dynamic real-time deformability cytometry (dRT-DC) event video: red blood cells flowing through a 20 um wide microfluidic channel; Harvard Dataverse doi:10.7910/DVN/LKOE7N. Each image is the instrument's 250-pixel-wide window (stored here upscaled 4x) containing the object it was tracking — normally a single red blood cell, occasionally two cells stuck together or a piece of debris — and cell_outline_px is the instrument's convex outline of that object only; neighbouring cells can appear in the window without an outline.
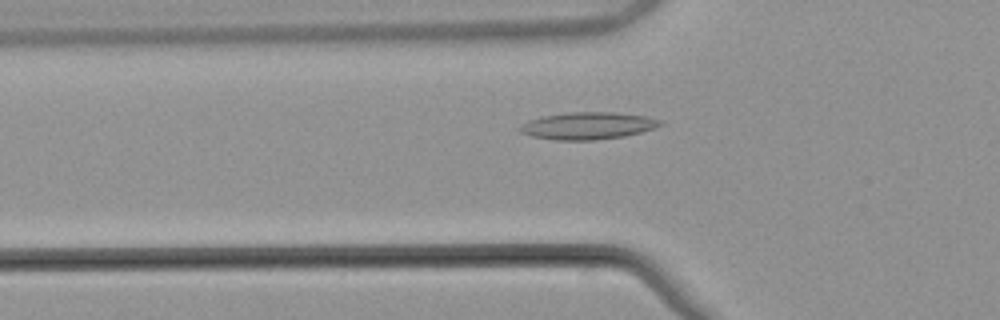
{"species": "common noctule bat (a hibernating species)", "species_latin": "Nyctalus noctula", "temperature_condition": "warm", "stored_images_in_passage": 49, "camera_frame_rate_fps": 3000, "um_per_image_px": 0.085, "animal": {"sex": "male", "body_mass_g": 21.5, "forearm_length_mm": 52.0}, "frame": {"image": 1, "passage_image": 16, "time_ms": 5.0, "image_size_px": [1000, 320], "cell_outline_px": [[664, 124], [656, 128], [624, 136], [592, 140], [556, 140], [532, 136], [520, 132], [516, 128], [528, 120], [540, 116], [568, 112], [616, 112], [648, 116], [660, 120]], "centroid_in_image_um": [49.95, 10.68], "position_along_channel_um": 75.8, "area_um2": 22.43}}
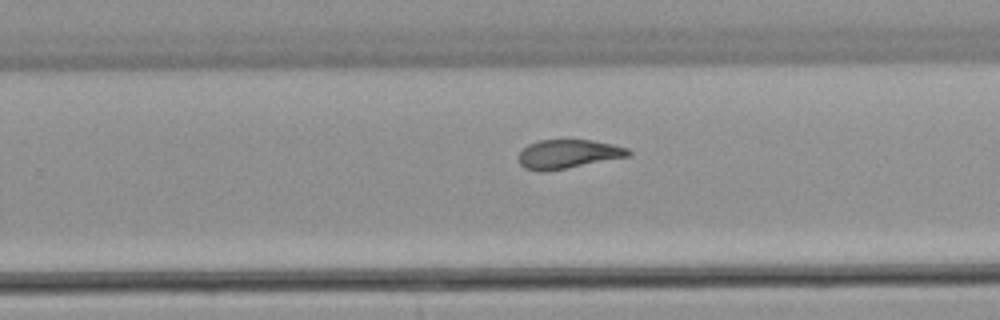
{"frame": {"image": 2, "passage_image": 32, "time_ms": 10.333, "image_size_px": [1000, 320], "cell_outline_px": [[632, 152], [628, 156], [564, 168], [540, 172], [524, 168], [520, 164], [520, 152], [528, 144], [540, 140], [592, 140], [612, 144], [628, 148]], "centroid_in_image_um": [48.27, 13.08], "position_along_channel_um": 281.5, "area_um2": 18.09}}
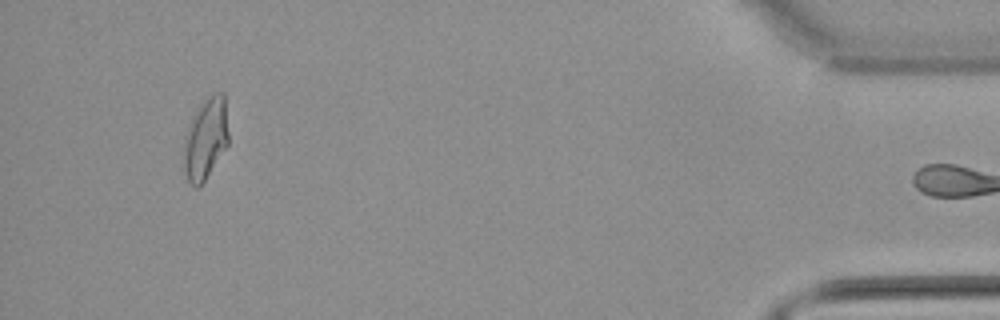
{"frame": {"image": 3, "passage_image": 48, "time_ms": 15.667, "image_size_px": [1000, 320], "cell_outline_px": [[228, 144], [204, 180], [196, 188], [188, 180], [184, 172], [184, 136], [188, 124], [200, 104], [212, 92], [224, 92], [228, 132]], "centroid_in_image_um": [17.47, 11.74], "position_along_channel_um": 417.7, "area_um2": 21.1}, "authors_computed_cell_mechanics": {"area_um2": 19.7676, "velocity_mm_per_s": 3.8563, "shape_relaxation_time_tau1_ms": null, "shape_relaxation_time_tau2_ms": 2.9181, "deformation_change_tau1": null, "deformation_change_tau2": 0.1106}}